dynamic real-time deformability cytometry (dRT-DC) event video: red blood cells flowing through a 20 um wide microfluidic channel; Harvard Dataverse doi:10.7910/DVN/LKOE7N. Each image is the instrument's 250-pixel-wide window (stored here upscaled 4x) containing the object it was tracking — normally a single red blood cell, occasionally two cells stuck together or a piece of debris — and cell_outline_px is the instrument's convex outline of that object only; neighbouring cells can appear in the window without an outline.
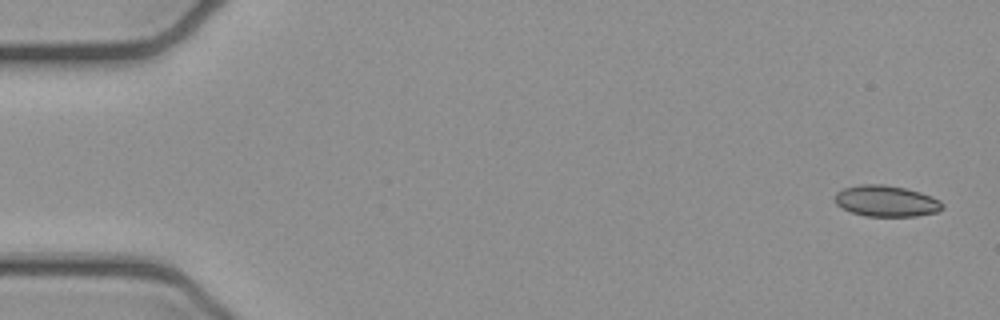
{"species": "common noctule bat (a hibernating species)", "species_latin": "Nyctalus noctula", "temperature_condition": "cold", "stored_images_in_passage": 6, "camera_frame_rate_fps": 3000, "um_per_image_px": 0.085, "animal": {"sex": "female", "body_mass_g": 21.9}, "frame": {"image": 1, "passage_image": 1, "time_ms": 0.0, "image_size_px": [1000, 320], "cell_outline_px": [[944, 208], [936, 212], [916, 216], [864, 216], [852, 212], [836, 204], [836, 192], [844, 188], [860, 184], [884, 184], [904, 188], [920, 192], [932, 196], [940, 200], [944, 204]], "centroid_in_image_um": [75.36, 17.08], "position_along_channel_um": 9.6, "area_um2": 19.48}}
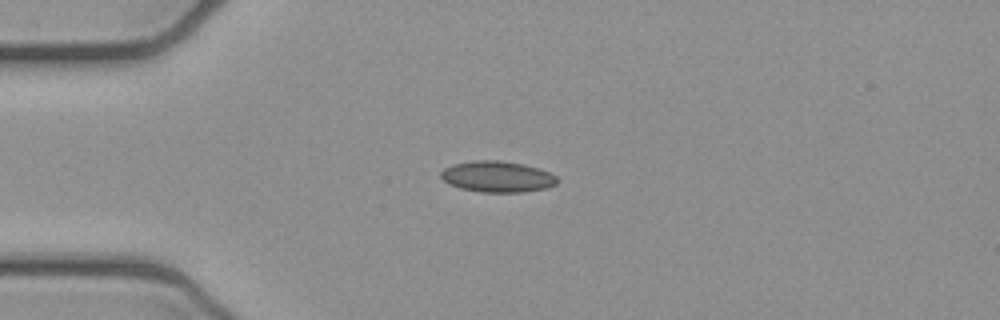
{"frame": {"image": 2, "passage_image": 4, "time_ms": 1.0, "image_size_px": [1000, 320], "cell_outline_px": [[556, 184], [548, 188], [524, 192], [480, 192], [460, 188], [448, 184], [440, 176], [440, 172], [444, 168], [452, 164], [476, 160], [500, 160], [524, 164], [540, 168], [556, 176]], "centroid_in_image_um": [42.26, 15.01], "position_along_channel_um": 42.7, "area_um2": 21.21}}
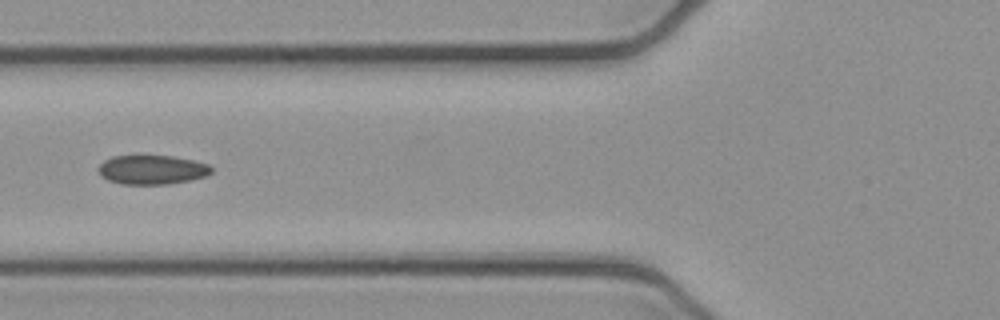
{"frame": {"image": 3, "passage_image": 6, "time_ms": 1.667, "image_size_px": [1000, 320], "cell_outline_px": [[212, 172], [208, 176], [168, 184], [120, 184], [108, 180], [100, 176], [96, 168], [104, 160], [112, 156], [172, 156], [192, 160], [208, 164], [212, 168]], "centroid_in_image_um": [12.89, 14.43], "position_along_channel_um": 112.9, "area_um2": 19.31}}